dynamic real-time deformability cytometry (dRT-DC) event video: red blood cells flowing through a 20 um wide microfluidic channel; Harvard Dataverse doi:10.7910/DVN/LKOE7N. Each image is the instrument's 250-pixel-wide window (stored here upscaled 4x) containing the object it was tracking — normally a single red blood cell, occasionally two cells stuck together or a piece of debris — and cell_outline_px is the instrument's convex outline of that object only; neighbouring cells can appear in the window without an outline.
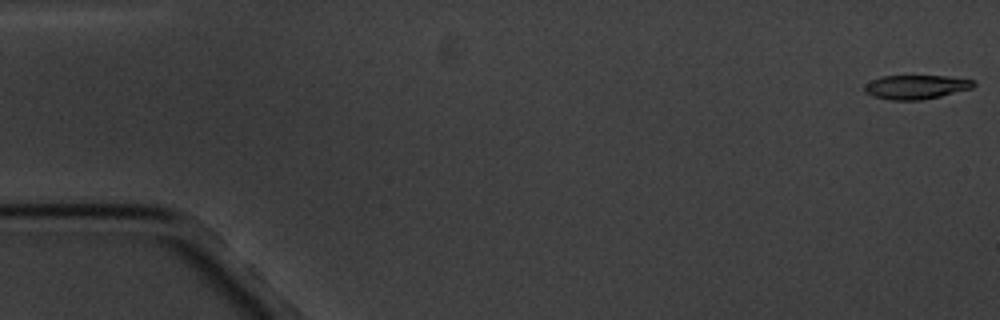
{"species": "common noctule bat (a hibernating species)", "species_latin": "Nyctalus noctula", "temperature_condition": "cold", "stored_images_in_passage": 4, "camera_frame_rate_fps": 3000, "um_per_image_px": 0.085, "animal": {"sex": "male", "body_mass_g": 20.1, "forearm_length_mm": 53.5}, "frame": {"image": 1, "passage_image": 1, "time_ms": 0.0, "image_size_px": [1000, 320], "cell_outline_px": [[976, 84], [972, 88], [940, 96], [920, 100], [892, 100], [872, 96], [864, 92], [864, 84], [880, 76], [948, 76], [972, 80]], "centroid_in_image_um": [77.82, 7.39], "position_along_channel_um": 7.2, "area_um2": 15.26}}
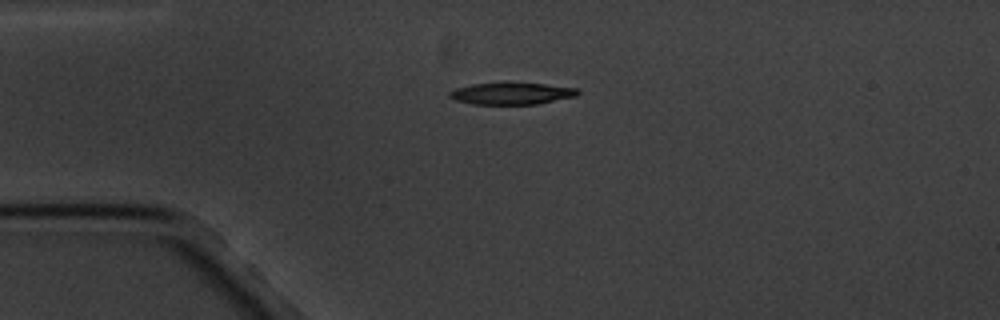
{"frame": {"image": 2, "passage_image": 4, "time_ms": 4.333, "image_size_px": [1000, 320], "cell_outline_px": [[580, 92], [576, 96], [536, 104], [472, 104], [456, 100], [448, 96], [448, 92], [456, 88], [472, 84], [544, 84], [576, 88]], "centroid_in_image_um": [43.46, 7.96], "position_along_channel_um": 41.5, "area_um2": 15.84}}